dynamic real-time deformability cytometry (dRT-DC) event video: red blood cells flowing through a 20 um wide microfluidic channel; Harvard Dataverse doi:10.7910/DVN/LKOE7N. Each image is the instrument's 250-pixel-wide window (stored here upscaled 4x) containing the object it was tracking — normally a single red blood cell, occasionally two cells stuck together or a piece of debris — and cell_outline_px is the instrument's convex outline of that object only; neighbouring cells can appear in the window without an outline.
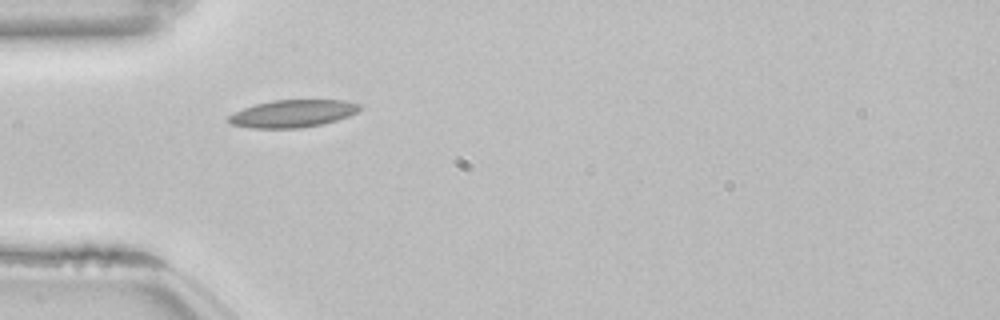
{"species": "common noctule bat (a hibernating species)", "species_latin": "Nyctalus noctula", "temperature_condition": "room temperature", "stored_images_in_passage": 38, "camera_frame_rate_fps": 3000, "um_per_image_px": 0.085, "animal": {"sex": "female", "body_mass_g": 22.7, "forearm_length_mm": 54.2}, "frame": {"image": 1, "passage_image": 1, "time_ms": 0.0, "image_size_px": [1000, 320], "cell_outline_px": [[364, 108], [348, 116], [336, 120], [320, 124], [300, 128], [252, 128], [232, 124], [224, 120], [228, 116], [244, 108], [256, 104], [272, 100], [344, 100], [360, 104]], "centroid_in_image_um": [24.88, 9.65], "position_along_channel_um": 60.1, "area_um2": 20.92}}
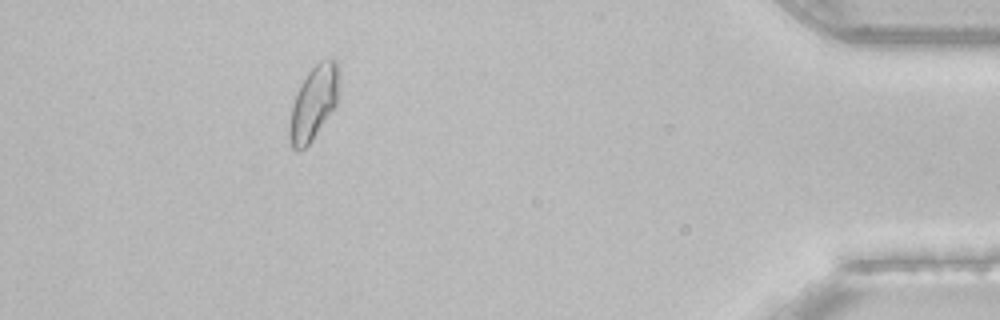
{"frame": {"image": 2, "passage_image": 33, "time_ms": 10.667, "image_size_px": [1000, 320], "cell_outline_px": [[340, 100], [312, 140], [304, 148], [296, 152], [292, 148], [288, 136], [288, 128], [292, 104], [296, 92], [300, 84], [308, 72], [320, 60], [332, 56], [336, 56], [340, 68]], "centroid_in_image_um": [26.71, 8.68], "position_along_channel_um": 408.5, "area_um2": 22.31}, "authors_computed_cell_mechanics": {"area_um2": 19.2763, "velocity_mm_per_s": 3.8287, "shape_relaxation_time_tau1_ms": 3.8267, "shape_relaxation_time_tau2_ms": 3.5182, "deformation_change_tau1": 0.1228, "deformation_change_tau2": 0.0835}}